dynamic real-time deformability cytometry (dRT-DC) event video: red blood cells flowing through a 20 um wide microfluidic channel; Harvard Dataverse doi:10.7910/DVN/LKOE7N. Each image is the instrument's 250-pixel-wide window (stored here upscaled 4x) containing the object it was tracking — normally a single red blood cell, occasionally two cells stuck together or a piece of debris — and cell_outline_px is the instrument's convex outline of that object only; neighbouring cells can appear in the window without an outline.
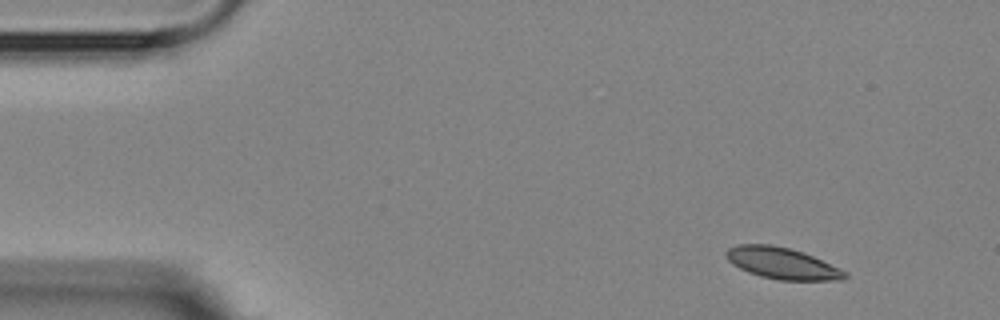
{"species": "Egyptian fruit bat (a non-hibernating species)", "species_latin": "Rousettus aegyptiacus", "temperature_condition": "room temperature", "stored_images_in_passage": 4, "camera_frame_rate_fps": 3000, "um_per_image_px": 0.085, "animal": {"sex": "female"}, "frame": {"image": 1, "passage_image": 1, "time_ms": 0.0, "image_size_px": [1000, 320], "cell_outline_px": [[848, 276], [844, 280], [780, 280], [760, 276], [748, 272], [732, 264], [728, 260], [724, 252], [728, 248], [740, 244], [772, 244], [804, 252], [840, 268], [848, 272]], "centroid_in_image_um": [66.49, 22.38], "position_along_channel_um": 18.5, "area_um2": 21.85}}
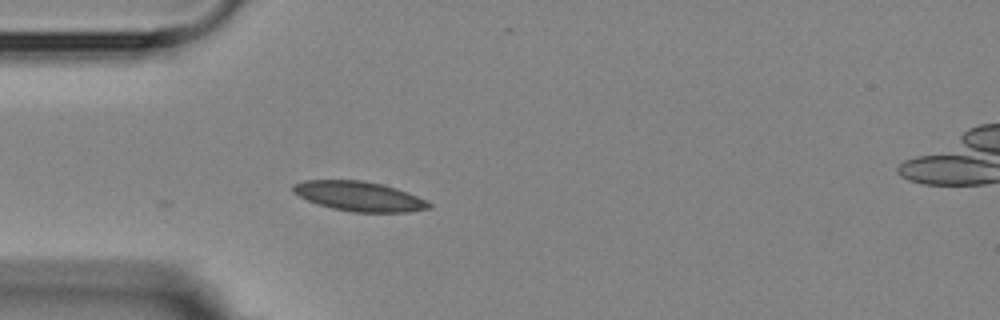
{"frame": {"image": 2, "passage_image": 4, "time_ms": 3.333, "image_size_px": [1000, 320], "cell_outline_px": [[432, 208], [408, 212], [352, 212], [332, 208], [308, 200], [292, 192], [292, 184], [304, 180], [364, 180], [384, 184], [408, 192], [432, 204]], "centroid_in_image_um": [30.53, 16.67], "position_along_channel_um": 54.5, "area_um2": 23.52}}